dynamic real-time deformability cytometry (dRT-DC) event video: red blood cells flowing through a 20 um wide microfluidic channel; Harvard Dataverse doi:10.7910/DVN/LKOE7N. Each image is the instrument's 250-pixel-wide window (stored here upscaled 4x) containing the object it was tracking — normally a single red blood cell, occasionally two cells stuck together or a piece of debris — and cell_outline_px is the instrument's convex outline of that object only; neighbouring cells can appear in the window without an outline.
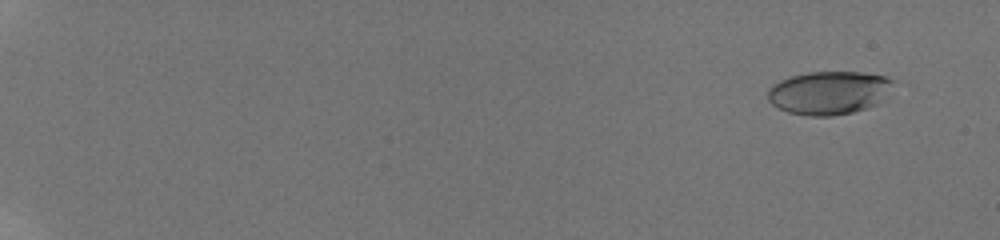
{"species": "human", "species_latin": "Homo sapiens", "temperature_condition": "room temperature", "stored_images_in_passage": 59, "camera_frame_rate_fps": 3000, "um_per_image_px": 0.085, "donor": {"sex": "male"}, "frame": {"image": 1, "passage_image": 5, "time_ms": 1.333, "image_size_px": [1000, 240], "cell_outline_px": [[904, 84], [876, 104], [868, 108], [852, 112], [832, 116], [812, 116], [788, 112], [772, 104], [768, 100], [768, 88], [772, 84], [788, 76], [808, 72], [860, 72], [884, 76], [900, 80]], "centroid_in_image_um": [70.6, 7.86], "position_along_channel_um": 14.4, "area_um2": 32.6}}
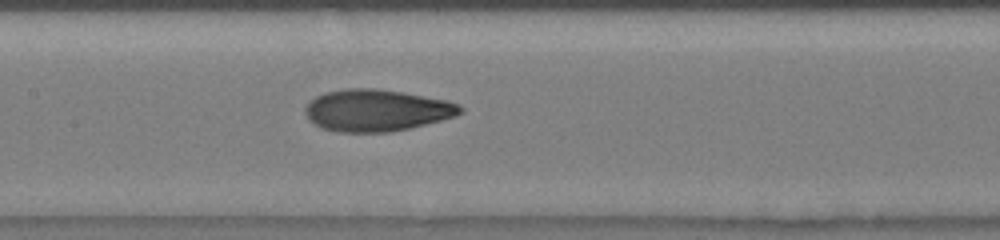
{"frame": {"image": 2, "passage_image": 34, "time_ms": 11.0, "image_size_px": [1000, 240], "cell_outline_px": [[464, 112], [456, 116], [392, 132], [336, 132], [320, 128], [308, 120], [304, 112], [304, 108], [316, 96], [324, 92], [348, 88], [372, 88], [400, 92], [448, 100], [460, 104], [464, 108]], "centroid_in_image_um": [32.0, 9.38], "position_along_channel_um": 175.4, "area_um2": 37.92}}
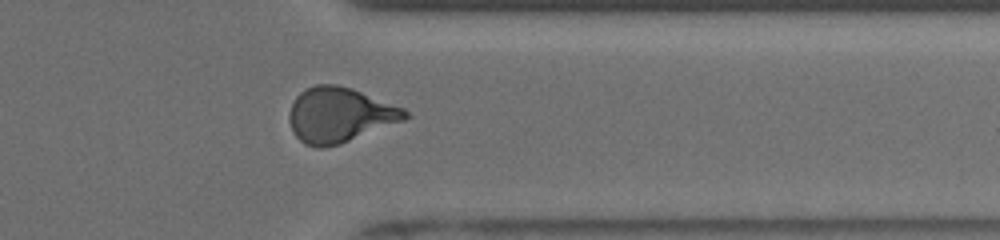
{"frame": {"image": 3, "passage_image": 50, "time_ms": 16.333, "image_size_px": [1000, 240], "cell_outline_px": [[412, 116], [404, 120], [340, 144], [320, 148], [316, 148], [304, 144], [292, 132], [288, 120], [288, 112], [296, 96], [300, 92], [316, 84], [336, 84], [352, 88], [404, 108]], "centroid_in_image_um": [28.85, 9.77], "position_along_channel_um": 382.6, "area_um2": 37.22}, "authors_computed_cell_mechanics": {"area_um2": 35.2002, "velocity_mm_per_s": 3.898, "shape_relaxation_time_tau1_ms": 4.4884, "shape_relaxation_time_tau2_ms": 1.1291, "deformation_change_tau1": 0.1923, "deformation_change_tau2": 0.0716}}